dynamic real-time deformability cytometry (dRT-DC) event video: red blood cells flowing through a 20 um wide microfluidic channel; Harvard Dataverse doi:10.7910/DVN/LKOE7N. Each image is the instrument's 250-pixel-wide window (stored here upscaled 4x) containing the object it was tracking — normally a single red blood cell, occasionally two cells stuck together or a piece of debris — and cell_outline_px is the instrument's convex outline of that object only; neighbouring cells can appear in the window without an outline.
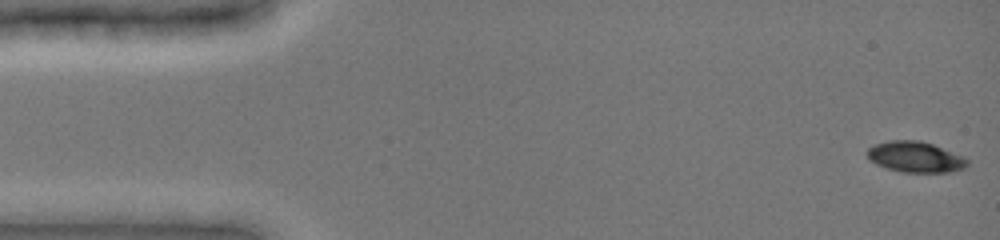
{"species": "common noctule bat (a hibernating species)", "species_latin": "Nyctalus noctula", "temperature_condition": "cold", "stored_images_in_passage": 48, "camera_frame_rate_fps": 3000, "um_per_image_px": 0.085, "animal": {"sex": "female", "body_mass_g": 19.0, "forearm_length_mm": 51.5}, "frame": {"image": 1, "passage_image": 1, "time_ms": 0.0, "image_size_px": [1000, 240], "cell_outline_px": [[968, 164], [964, 168], [952, 172], [904, 172], [888, 168], [876, 164], [868, 160], [864, 152], [868, 148], [876, 144], [888, 140], [920, 140], [932, 144], [964, 156], [968, 160]], "centroid_in_image_um": [77.78, 13.33], "position_along_channel_um": 7.2, "area_um2": 18.09}}
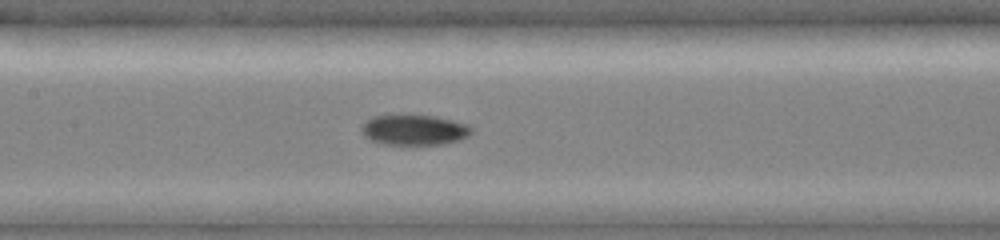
{"frame": {"image": 2, "passage_image": 23, "time_ms": 7.333, "image_size_px": [1000, 240], "cell_outline_px": [[472, 132], [468, 136], [460, 140], [444, 144], [380, 144], [364, 136], [360, 128], [372, 116], [400, 112], [436, 116], [468, 124], [472, 128]], "centroid_in_image_um": [35.19, 10.99], "position_along_channel_um": 172.2, "area_um2": 20.17}}
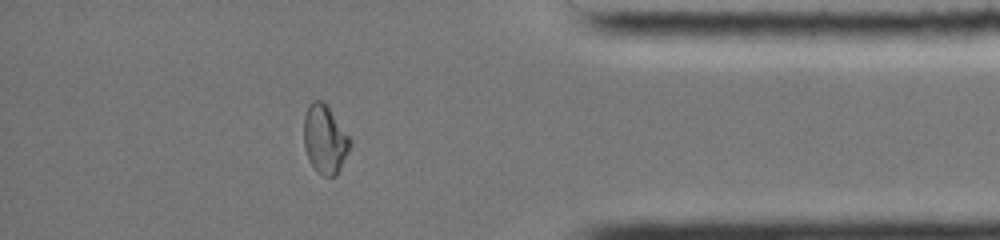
{"frame": {"image": 3, "passage_image": 42, "time_ms": 13.667, "image_size_px": [1000, 240], "cell_outline_px": [[352, 144], [336, 176], [324, 176], [316, 172], [304, 148], [304, 116], [312, 100], [324, 100], [328, 104], [352, 140]], "centroid_in_image_um": [27.63, 11.81], "position_along_channel_um": 407.6, "area_um2": 18.67}, "authors_computed_cell_mechanics": {"area_um2": 18.9584, "velocity_mm_per_s": 3.9644, "shape_relaxation_time_tau1_ms": null, "shape_relaxation_time_tau2_ms": 4.4505, "deformation_change_tau1": null, "deformation_change_tau2": 0.0484}}